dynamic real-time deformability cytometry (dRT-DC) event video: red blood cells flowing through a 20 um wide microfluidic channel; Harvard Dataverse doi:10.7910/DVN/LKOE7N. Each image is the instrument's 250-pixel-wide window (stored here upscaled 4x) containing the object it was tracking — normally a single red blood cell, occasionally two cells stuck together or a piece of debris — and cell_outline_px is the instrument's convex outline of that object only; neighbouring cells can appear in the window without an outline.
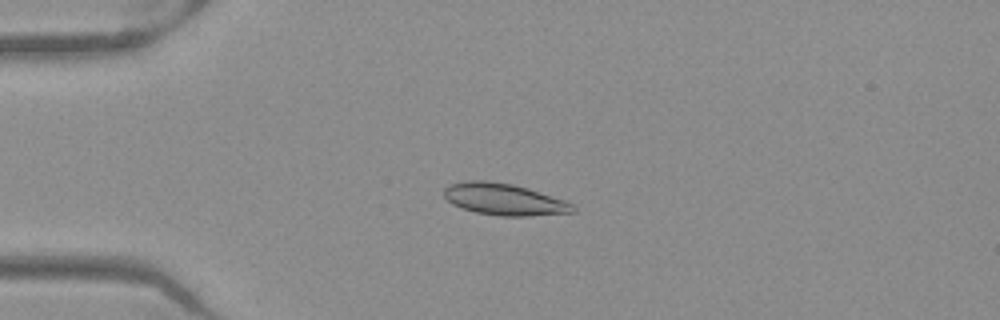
{"species": "Egyptian fruit bat (a non-hibernating species)", "species_latin": "Rousettus aegyptiacus", "temperature_condition": "warm", "stored_images_in_passage": 39, "camera_frame_rate_fps": 3000, "um_per_image_px": 0.085, "frame": {"image": 1, "passage_image": 1, "time_ms": 0.0, "image_size_px": [1000, 320], "cell_outline_px": [[576, 212], [528, 216], [500, 216], [476, 212], [452, 204], [444, 196], [444, 188], [448, 184], [464, 180], [488, 180], [512, 184], [528, 188], [564, 200], [572, 204], [576, 208]], "centroid_in_image_um": [42.83, 16.93], "position_along_channel_um": 42.2, "area_um2": 23.87}}
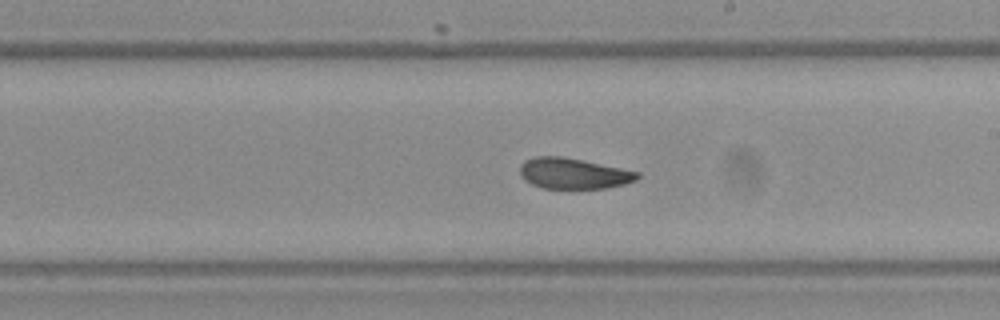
{"frame": {"image": 2, "passage_image": 18, "time_ms": 5.667, "image_size_px": [1000, 320], "cell_outline_px": [[640, 176], [636, 180], [624, 184], [608, 188], [544, 188], [532, 184], [524, 180], [520, 172], [520, 164], [524, 160], [536, 156], [560, 156], [640, 172]], "centroid_in_image_um": [48.73, 14.74], "position_along_channel_um": 240.3, "area_um2": 20.87}}
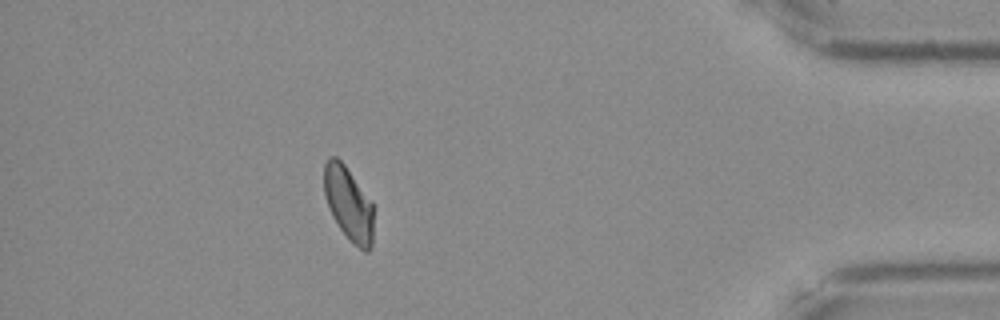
{"frame": {"image": 3, "passage_image": 34, "time_ms": 11.0, "image_size_px": [1000, 320], "cell_outline_px": [[372, 248], [368, 252], [364, 252], [352, 244], [348, 240], [332, 216], [324, 196], [324, 164], [328, 156], [336, 156], [344, 164], [372, 200]], "centroid_in_image_um": [29.62, 17.32], "position_along_channel_um": 405.6, "area_um2": 21.56}, "authors_computed_cell_mechanics": {"area_um2": 21.964, "velocity_mm_per_s": 3.9687, "shape_relaxation_time_tau1_ms": 8.8751, "shape_relaxation_time_tau2_ms": 1.4296, "deformation_change_tau1": 0.1526, "deformation_change_tau2": 0.0638}}